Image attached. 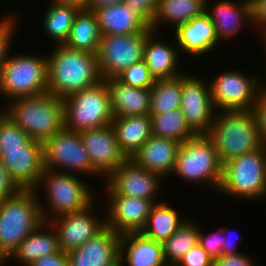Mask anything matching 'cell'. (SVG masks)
I'll return each mask as SVG.
<instances>
[{
	"mask_svg": "<svg viewBox=\"0 0 266 266\" xmlns=\"http://www.w3.org/2000/svg\"><path fill=\"white\" fill-rule=\"evenodd\" d=\"M55 49L47 56V92L64 99L102 80L96 54L65 45Z\"/></svg>",
	"mask_w": 266,
	"mask_h": 266,
	"instance_id": "1",
	"label": "cell"
},
{
	"mask_svg": "<svg viewBox=\"0 0 266 266\" xmlns=\"http://www.w3.org/2000/svg\"><path fill=\"white\" fill-rule=\"evenodd\" d=\"M208 136L223 165L232 158L260 149L257 120L253 110L216 111ZM218 114V115H217Z\"/></svg>",
	"mask_w": 266,
	"mask_h": 266,
	"instance_id": "2",
	"label": "cell"
},
{
	"mask_svg": "<svg viewBox=\"0 0 266 266\" xmlns=\"http://www.w3.org/2000/svg\"><path fill=\"white\" fill-rule=\"evenodd\" d=\"M9 102L2 111L34 140L44 143L64 127L63 98L45 92Z\"/></svg>",
	"mask_w": 266,
	"mask_h": 266,
	"instance_id": "3",
	"label": "cell"
},
{
	"mask_svg": "<svg viewBox=\"0 0 266 266\" xmlns=\"http://www.w3.org/2000/svg\"><path fill=\"white\" fill-rule=\"evenodd\" d=\"M36 190H21L16 196L0 202V256L5 260L22 240L44 221ZM40 201V203H39Z\"/></svg>",
	"mask_w": 266,
	"mask_h": 266,
	"instance_id": "4",
	"label": "cell"
},
{
	"mask_svg": "<svg viewBox=\"0 0 266 266\" xmlns=\"http://www.w3.org/2000/svg\"><path fill=\"white\" fill-rule=\"evenodd\" d=\"M64 127L76 132L111 124L110 91L106 80L63 99Z\"/></svg>",
	"mask_w": 266,
	"mask_h": 266,
	"instance_id": "5",
	"label": "cell"
},
{
	"mask_svg": "<svg viewBox=\"0 0 266 266\" xmlns=\"http://www.w3.org/2000/svg\"><path fill=\"white\" fill-rule=\"evenodd\" d=\"M9 55L0 69V93L4 98L11 101L47 92V57Z\"/></svg>",
	"mask_w": 266,
	"mask_h": 266,
	"instance_id": "6",
	"label": "cell"
},
{
	"mask_svg": "<svg viewBox=\"0 0 266 266\" xmlns=\"http://www.w3.org/2000/svg\"><path fill=\"white\" fill-rule=\"evenodd\" d=\"M218 191L246 200L266 197L264 147L244 153L223 164L222 181Z\"/></svg>",
	"mask_w": 266,
	"mask_h": 266,
	"instance_id": "7",
	"label": "cell"
},
{
	"mask_svg": "<svg viewBox=\"0 0 266 266\" xmlns=\"http://www.w3.org/2000/svg\"><path fill=\"white\" fill-rule=\"evenodd\" d=\"M222 167L211 138L207 134H197L180 145L173 173L188 182H208L219 190Z\"/></svg>",
	"mask_w": 266,
	"mask_h": 266,
	"instance_id": "8",
	"label": "cell"
},
{
	"mask_svg": "<svg viewBox=\"0 0 266 266\" xmlns=\"http://www.w3.org/2000/svg\"><path fill=\"white\" fill-rule=\"evenodd\" d=\"M38 186L45 187L47 200H49V205H47L49 212H46L45 208L40 205L43 219L46 222L64 214L79 212L91 205L94 200L93 193L87 184L69 171L44 168L36 188ZM47 213H53L52 217L46 215Z\"/></svg>",
	"mask_w": 266,
	"mask_h": 266,
	"instance_id": "9",
	"label": "cell"
},
{
	"mask_svg": "<svg viewBox=\"0 0 266 266\" xmlns=\"http://www.w3.org/2000/svg\"><path fill=\"white\" fill-rule=\"evenodd\" d=\"M43 155L45 169L101 176L89 159L80 132L63 127L43 143Z\"/></svg>",
	"mask_w": 266,
	"mask_h": 266,
	"instance_id": "10",
	"label": "cell"
},
{
	"mask_svg": "<svg viewBox=\"0 0 266 266\" xmlns=\"http://www.w3.org/2000/svg\"><path fill=\"white\" fill-rule=\"evenodd\" d=\"M149 29L143 33L102 35L96 58L102 80L115 78L132 64L143 60Z\"/></svg>",
	"mask_w": 266,
	"mask_h": 266,
	"instance_id": "11",
	"label": "cell"
},
{
	"mask_svg": "<svg viewBox=\"0 0 266 266\" xmlns=\"http://www.w3.org/2000/svg\"><path fill=\"white\" fill-rule=\"evenodd\" d=\"M258 80L236 70L220 73L209 83L215 110H252L262 87Z\"/></svg>",
	"mask_w": 266,
	"mask_h": 266,
	"instance_id": "12",
	"label": "cell"
},
{
	"mask_svg": "<svg viewBox=\"0 0 266 266\" xmlns=\"http://www.w3.org/2000/svg\"><path fill=\"white\" fill-rule=\"evenodd\" d=\"M199 77L182 73L181 111L190 130L208 134L216 113L211 99L210 85Z\"/></svg>",
	"mask_w": 266,
	"mask_h": 266,
	"instance_id": "13",
	"label": "cell"
},
{
	"mask_svg": "<svg viewBox=\"0 0 266 266\" xmlns=\"http://www.w3.org/2000/svg\"><path fill=\"white\" fill-rule=\"evenodd\" d=\"M162 179L160 175L142 168L133 159L128 158L104 181L107 180V195L148 199L155 204L159 202L154 196L159 192Z\"/></svg>",
	"mask_w": 266,
	"mask_h": 266,
	"instance_id": "14",
	"label": "cell"
},
{
	"mask_svg": "<svg viewBox=\"0 0 266 266\" xmlns=\"http://www.w3.org/2000/svg\"><path fill=\"white\" fill-rule=\"evenodd\" d=\"M0 158L22 190H35L44 170L43 143L30 139L23 149L0 150Z\"/></svg>",
	"mask_w": 266,
	"mask_h": 266,
	"instance_id": "15",
	"label": "cell"
},
{
	"mask_svg": "<svg viewBox=\"0 0 266 266\" xmlns=\"http://www.w3.org/2000/svg\"><path fill=\"white\" fill-rule=\"evenodd\" d=\"M80 136L94 169L104 179L128 159L119 146L111 124L81 131Z\"/></svg>",
	"mask_w": 266,
	"mask_h": 266,
	"instance_id": "16",
	"label": "cell"
},
{
	"mask_svg": "<svg viewBox=\"0 0 266 266\" xmlns=\"http://www.w3.org/2000/svg\"><path fill=\"white\" fill-rule=\"evenodd\" d=\"M93 204L79 212L64 214L48 221L49 225L55 227L60 249L68 252L77 248L106 227L105 218L100 219L101 222L98 216H94L95 213L90 211Z\"/></svg>",
	"mask_w": 266,
	"mask_h": 266,
	"instance_id": "17",
	"label": "cell"
},
{
	"mask_svg": "<svg viewBox=\"0 0 266 266\" xmlns=\"http://www.w3.org/2000/svg\"><path fill=\"white\" fill-rule=\"evenodd\" d=\"M107 196L109 203L105 214L106 227L119 235L141 232L154 203L151 200L137 197Z\"/></svg>",
	"mask_w": 266,
	"mask_h": 266,
	"instance_id": "18",
	"label": "cell"
},
{
	"mask_svg": "<svg viewBox=\"0 0 266 266\" xmlns=\"http://www.w3.org/2000/svg\"><path fill=\"white\" fill-rule=\"evenodd\" d=\"M121 235L105 227L83 245L68 251V266H120Z\"/></svg>",
	"mask_w": 266,
	"mask_h": 266,
	"instance_id": "19",
	"label": "cell"
},
{
	"mask_svg": "<svg viewBox=\"0 0 266 266\" xmlns=\"http://www.w3.org/2000/svg\"><path fill=\"white\" fill-rule=\"evenodd\" d=\"M174 32V41H177L179 50L194 57H200L209 51L211 52L219 42L215 26L207 12H203L188 23L180 25Z\"/></svg>",
	"mask_w": 266,
	"mask_h": 266,
	"instance_id": "20",
	"label": "cell"
},
{
	"mask_svg": "<svg viewBox=\"0 0 266 266\" xmlns=\"http://www.w3.org/2000/svg\"><path fill=\"white\" fill-rule=\"evenodd\" d=\"M180 145L173 139L152 135L131 159L142 168L165 177L174 172Z\"/></svg>",
	"mask_w": 266,
	"mask_h": 266,
	"instance_id": "21",
	"label": "cell"
},
{
	"mask_svg": "<svg viewBox=\"0 0 266 266\" xmlns=\"http://www.w3.org/2000/svg\"><path fill=\"white\" fill-rule=\"evenodd\" d=\"M102 35L143 33L150 25L125 3L107 6L94 11Z\"/></svg>",
	"mask_w": 266,
	"mask_h": 266,
	"instance_id": "22",
	"label": "cell"
},
{
	"mask_svg": "<svg viewBox=\"0 0 266 266\" xmlns=\"http://www.w3.org/2000/svg\"><path fill=\"white\" fill-rule=\"evenodd\" d=\"M113 117L150 113L151 88H135L116 78L106 79Z\"/></svg>",
	"mask_w": 266,
	"mask_h": 266,
	"instance_id": "23",
	"label": "cell"
},
{
	"mask_svg": "<svg viewBox=\"0 0 266 266\" xmlns=\"http://www.w3.org/2000/svg\"><path fill=\"white\" fill-rule=\"evenodd\" d=\"M119 261L120 266H123L124 261L128 266H167L162 243L149 239L140 232L121 235Z\"/></svg>",
	"mask_w": 266,
	"mask_h": 266,
	"instance_id": "24",
	"label": "cell"
},
{
	"mask_svg": "<svg viewBox=\"0 0 266 266\" xmlns=\"http://www.w3.org/2000/svg\"><path fill=\"white\" fill-rule=\"evenodd\" d=\"M155 35H157L156 32L152 31L147 36L143 54V60L147 64L151 76L155 80H160L181 75L177 69L180 53L178 46L176 45L175 49L174 45L170 43L166 44L163 40L158 41Z\"/></svg>",
	"mask_w": 266,
	"mask_h": 266,
	"instance_id": "25",
	"label": "cell"
},
{
	"mask_svg": "<svg viewBox=\"0 0 266 266\" xmlns=\"http://www.w3.org/2000/svg\"><path fill=\"white\" fill-rule=\"evenodd\" d=\"M111 126L121 150L128 158L152 136L151 117L146 115L113 117Z\"/></svg>",
	"mask_w": 266,
	"mask_h": 266,
	"instance_id": "26",
	"label": "cell"
},
{
	"mask_svg": "<svg viewBox=\"0 0 266 266\" xmlns=\"http://www.w3.org/2000/svg\"><path fill=\"white\" fill-rule=\"evenodd\" d=\"M207 1L205 2V12H207L213 22L219 40L220 38H233V35L239 32L242 23L244 24L246 20L251 22L248 0H242L237 3L229 0H220L210 10L208 9Z\"/></svg>",
	"mask_w": 266,
	"mask_h": 266,
	"instance_id": "27",
	"label": "cell"
},
{
	"mask_svg": "<svg viewBox=\"0 0 266 266\" xmlns=\"http://www.w3.org/2000/svg\"><path fill=\"white\" fill-rule=\"evenodd\" d=\"M49 223L43 222L36 230L25 237L18 245L17 249L9 257L16 259L18 262L29 265L32 261L43 256L51 255L60 250L58 243V236L54 227L50 225L51 231H44L49 229ZM46 227V228H45Z\"/></svg>",
	"mask_w": 266,
	"mask_h": 266,
	"instance_id": "28",
	"label": "cell"
},
{
	"mask_svg": "<svg viewBox=\"0 0 266 266\" xmlns=\"http://www.w3.org/2000/svg\"><path fill=\"white\" fill-rule=\"evenodd\" d=\"M96 14L92 10L80 9L76 14L65 46L71 49L96 54L101 41Z\"/></svg>",
	"mask_w": 266,
	"mask_h": 266,
	"instance_id": "29",
	"label": "cell"
},
{
	"mask_svg": "<svg viewBox=\"0 0 266 266\" xmlns=\"http://www.w3.org/2000/svg\"><path fill=\"white\" fill-rule=\"evenodd\" d=\"M205 2L206 0H159L150 29L156 31L162 22H168L175 24L176 30L180 25L205 12Z\"/></svg>",
	"mask_w": 266,
	"mask_h": 266,
	"instance_id": "30",
	"label": "cell"
},
{
	"mask_svg": "<svg viewBox=\"0 0 266 266\" xmlns=\"http://www.w3.org/2000/svg\"><path fill=\"white\" fill-rule=\"evenodd\" d=\"M186 221L180 219L178 211L165 202L155 203L147 218L141 234L149 239L163 243Z\"/></svg>",
	"mask_w": 266,
	"mask_h": 266,
	"instance_id": "31",
	"label": "cell"
},
{
	"mask_svg": "<svg viewBox=\"0 0 266 266\" xmlns=\"http://www.w3.org/2000/svg\"><path fill=\"white\" fill-rule=\"evenodd\" d=\"M51 6L44 14L43 28L57 45H64L69 37L76 14L80 10L74 5L50 3Z\"/></svg>",
	"mask_w": 266,
	"mask_h": 266,
	"instance_id": "32",
	"label": "cell"
},
{
	"mask_svg": "<svg viewBox=\"0 0 266 266\" xmlns=\"http://www.w3.org/2000/svg\"><path fill=\"white\" fill-rule=\"evenodd\" d=\"M182 74L168 79L155 80L151 88L149 115H158L181 107Z\"/></svg>",
	"mask_w": 266,
	"mask_h": 266,
	"instance_id": "33",
	"label": "cell"
},
{
	"mask_svg": "<svg viewBox=\"0 0 266 266\" xmlns=\"http://www.w3.org/2000/svg\"><path fill=\"white\" fill-rule=\"evenodd\" d=\"M152 135L169 138L181 144L195 134L188 127L181 108L168 110L167 112L150 115Z\"/></svg>",
	"mask_w": 266,
	"mask_h": 266,
	"instance_id": "34",
	"label": "cell"
},
{
	"mask_svg": "<svg viewBox=\"0 0 266 266\" xmlns=\"http://www.w3.org/2000/svg\"><path fill=\"white\" fill-rule=\"evenodd\" d=\"M198 236V226L187 220L165 240L162 245L167 266H175L198 243Z\"/></svg>",
	"mask_w": 266,
	"mask_h": 266,
	"instance_id": "35",
	"label": "cell"
},
{
	"mask_svg": "<svg viewBox=\"0 0 266 266\" xmlns=\"http://www.w3.org/2000/svg\"><path fill=\"white\" fill-rule=\"evenodd\" d=\"M30 139L28 134L0 110V150L23 149Z\"/></svg>",
	"mask_w": 266,
	"mask_h": 266,
	"instance_id": "36",
	"label": "cell"
},
{
	"mask_svg": "<svg viewBox=\"0 0 266 266\" xmlns=\"http://www.w3.org/2000/svg\"><path fill=\"white\" fill-rule=\"evenodd\" d=\"M115 78L121 83L135 88H152L155 82L144 60L132 64Z\"/></svg>",
	"mask_w": 266,
	"mask_h": 266,
	"instance_id": "37",
	"label": "cell"
},
{
	"mask_svg": "<svg viewBox=\"0 0 266 266\" xmlns=\"http://www.w3.org/2000/svg\"><path fill=\"white\" fill-rule=\"evenodd\" d=\"M226 228L204 235L199 228L198 244L215 260L222 255L223 232Z\"/></svg>",
	"mask_w": 266,
	"mask_h": 266,
	"instance_id": "38",
	"label": "cell"
},
{
	"mask_svg": "<svg viewBox=\"0 0 266 266\" xmlns=\"http://www.w3.org/2000/svg\"><path fill=\"white\" fill-rule=\"evenodd\" d=\"M3 18L1 17L0 19V69L8 56L9 49H11V38H13L16 24L13 16H5Z\"/></svg>",
	"mask_w": 266,
	"mask_h": 266,
	"instance_id": "39",
	"label": "cell"
},
{
	"mask_svg": "<svg viewBox=\"0 0 266 266\" xmlns=\"http://www.w3.org/2000/svg\"><path fill=\"white\" fill-rule=\"evenodd\" d=\"M175 266H214V259L197 243Z\"/></svg>",
	"mask_w": 266,
	"mask_h": 266,
	"instance_id": "40",
	"label": "cell"
},
{
	"mask_svg": "<svg viewBox=\"0 0 266 266\" xmlns=\"http://www.w3.org/2000/svg\"><path fill=\"white\" fill-rule=\"evenodd\" d=\"M158 2L159 0H123V3L130 6L150 26L157 13Z\"/></svg>",
	"mask_w": 266,
	"mask_h": 266,
	"instance_id": "41",
	"label": "cell"
},
{
	"mask_svg": "<svg viewBox=\"0 0 266 266\" xmlns=\"http://www.w3.org/2000/svg\"><path fill=\"white\" fill-rule=\"evenodd\" d=\"M258 126L261 143L266 144V86H262L257 97L256 104L252 109Z\"/></svg>",
	"mask_w": 266,
	"mask_h": 266,
	"instance_id": "42",
	"label": "cell"
},
{
	"mask_svg": "<svg viewBox=\"0 0 266 266\" xmlns=\"http://www.w3.org/2000/svg\"><path fill=\"white\" fill-rule=\"evenodd\" d=\"M21 190L9 175L0 158V202L16 196Z\"/></svg>",
	"mask_w": 266,
	"mask_h": 266,
	"instance_id": "43",
	"label": "cell"
},
{
	"mask_svg": "<svg viewBox=\"0 0 266 266\" xmlns=\"http://www.w3.org/2000/svg\"><path fill=\"white\" fill-rule=\"evenodd\" d=\"M250 7V20L255 25L260 24L263 29L261 33L266 32V0H248Z\"/></svg>",
	"mask_w": 266,
	"mask_h": 266,
	"instance_id": "44",
	"label": "cell"
},
{
	"mask_svg": "<svg viewBox=\"0 0 266 266\" xmlns=\"http://www.w3.org/2000/svg\"><path fill=\"white\" fill-rule=\"evenodd\" d=\"M27 266H68V252L60 249L54 254L32 261Z\"/></svg>",
	"mask_w": 266,
	"mask_h": 266,
	"instance_id": "45",
	"label": "cell"
},
{
	"mask_svg": "<svg viewBox=\"0 0 266 266\" xmlns=\"http://www.w3.org/2000/svg\"><path fill=\"white\" fill-rule=\"evenodd\" d=\"M253 260L238 253L236 255H221L214 260V266H253Z\"/></svg>",
	"mask_w": 266,
	"mask_h": 266,
	"instance_id": "46",
	"label": "cell"
},
{
	"mask_svg": "<svg viewBox=\"0 0 266 266\" xmlns=\"http://www.w3.org/2000/svg\"><path fill=\"white\" fill-rule=\"evenodd\" d=\"M123 0H85V8L95 11L107 6L117 5L122 3Z\"/></svg>",
	"mask_w": 266,
	"mask_h": 266,
	"instance_id": "47",
	"label": "cell"
},
{
	"mask_svg": "<svg viewBox=\"0 0 266 266\" xmlns=\"http://www.w3.org/2000/svg\"><path fill=\"white\" fill-rule=\"evenodd\" d=\"M228 235V234H227ZM223 233V247H222V255H236L239 252L236 251V241L235 238L233 240H231V238H229V235L227 236Z\"/></svg>",
	"mask_w": 266,
	"mask_h": 266,
	"instance_id": "48",
	"label": "cell"
},
{
	"mask_svg": "<svg viewBox=\"0 0 266 266\" xmlns=\"http://www.w3.org/2000/svg\"><path fill=\"white\" fill-rule=\"evenodd\" d=\"M52 3L74 5L80 9H85V0H53Z\"/></svg>",
	"mask_w": 266,
	"mask_h": 266,
	"instance_id": "49",
	"label": "cell"
},
{
	"mask_svg": "<svg viewBox=\"0 0 266 266\" xmlns=\"http://www.w3.org/2000/svg\"><path fill=\"white\" fill-rule=\"evenodd\" d=\"M262 35H263L262 37L264 38V39H263V42L265 41L264 44L266 45V32H265V33H262ZM264 47H266V46H264Z\"/></svg>",
	"mask_w": 266,
	"mask_h": 266,
	"instance_id": "50",
	"label": "cell"
},
{
	"mask_svg": "<svg viewBox=\"0 0 266 266\" xmlns=\"http://www.w3.org/2000/svg\"><path fill=\"white\" fill-rule=\"evenodd\" d=\"M5 260L0 256V265L2 266L3 264H5Z\"/></svg>",
	"mask_w": 266,
	"mask_h": 266,
	"instance_id": "51",
	"label": "cell"
},
{
	"mask_svg": "<svg viewBox=\"0 0 266 266\" xmlns=\"http://www.w3.org/2000/svg\"><path fill=\"white\" fill-rule=\"evenodd\" d=\"M263 147H264V154H265V161H266V144H264Z\"/></svg>",
	"mask_w": 266,
	"mask_h": 266,
	"instance_id": "52",
	"label": "cell"
}]
</instances>
